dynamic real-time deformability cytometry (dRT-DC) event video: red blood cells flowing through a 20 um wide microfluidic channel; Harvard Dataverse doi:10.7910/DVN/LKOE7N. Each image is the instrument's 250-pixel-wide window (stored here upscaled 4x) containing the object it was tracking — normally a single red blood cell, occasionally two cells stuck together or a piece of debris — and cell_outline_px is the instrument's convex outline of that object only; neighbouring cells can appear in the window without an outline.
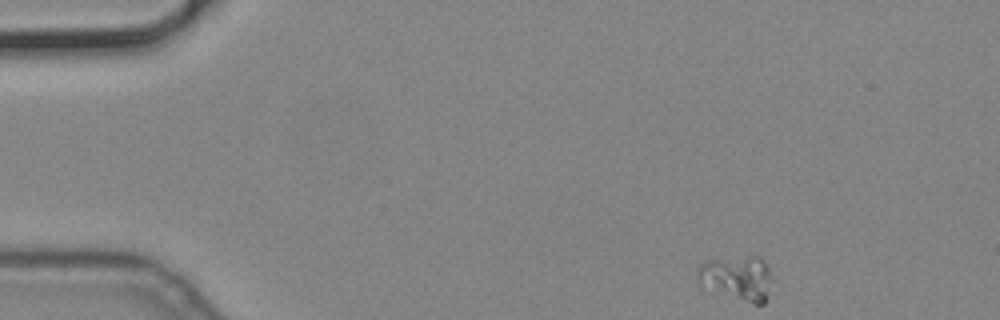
{"species": "common noctule bat (a hibernating species)", "species_latin": "Nyctalus noctula", "temperature_condition": "cold", "stored_images_in_passage": 3, "camera_frame_rate_fps": 3000, "um_per_image_px": 0.085, "animal": {"sex": "male", "body_mass_g": 19.2, "forearm_length_mm": 51.8}, "frame": {"image": 1, "passage_image": 1, "time_ms": 0.0, "image_size_px": [1000, 320], "cell_outline_px": [[768, 280], [764, 304], [752, 304], [700, 284], [696, 280], [696, 268], [704, 260], [748, 256], [760, 256], [764, 260], [768, 268]], "centroid_in_image_um": [62.57, 23.58], "position_along_channel_um": 22.4, "area_um2": 18.84}}